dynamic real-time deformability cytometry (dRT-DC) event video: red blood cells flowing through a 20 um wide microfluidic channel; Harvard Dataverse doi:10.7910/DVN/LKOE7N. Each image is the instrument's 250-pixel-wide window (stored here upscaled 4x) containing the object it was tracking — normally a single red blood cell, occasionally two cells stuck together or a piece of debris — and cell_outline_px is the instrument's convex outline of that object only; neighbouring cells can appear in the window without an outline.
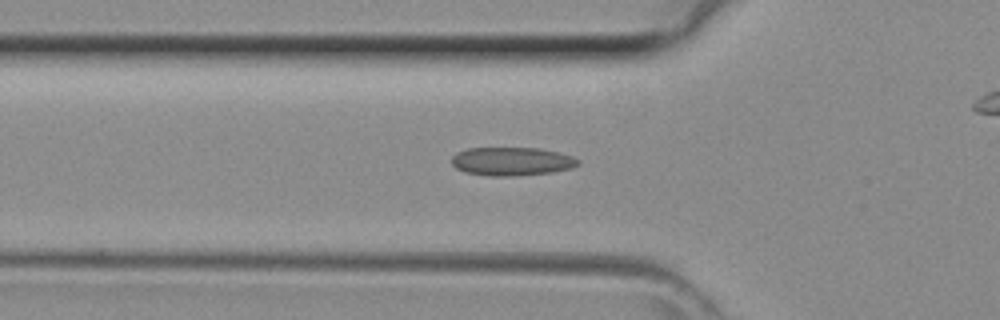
{"species": "common noctule bat (a hibernating species)", "species_latin": "Nyctalus noctula", "temperature_condition": "room temperature", "stored_images_in_passage": 27, "camera_frame_rate_fps": 3000, "um_per_image_px": 0.085, "animal": {"sex": "female", "body_mass_g": 29.2, "forearm_length_mm": 56.3}, "frame": {"image": 1, "passage_image": 5, "time_ms": 1.333, "image_size_px": [1000, 320], "cell_outline_px": [[580, 164], [572, 168], [552, 172], [512, 176], [492, 176], [464, 172], [456, 168], [452, 164], [452, 156], [456, 152], [468, 148], [540, 148], [560, 152], [572, 156], [580, 160]], "centroid_in_image_um": [43.52, 13.71], "position_along_channel_um": 82.3, "area_um2": 21.1}}
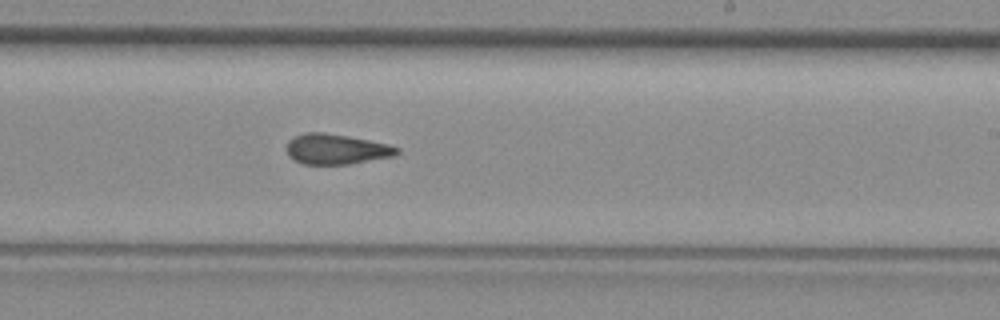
{"frame": {"image": 2, "passage_image": 16, "time_ms": 5.0, "image_size_px": [1000, 320], "cell_outline_px": [[400, 152], [396, 156], [348, 164], [304, 164], [288, 156], [288, 140], [292, 136], [304, 132], [324, 132], [348, 136], [388, 144], [400, 148]], "centroid_in_image_um": [28.6, 12.67], "position_along_channel_um": 260.4, "area_um2": 19.54}}
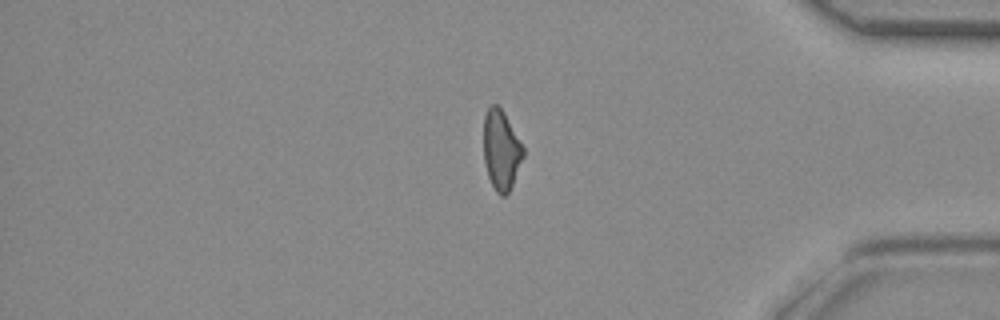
{"frame": {"image": 3, "passage_image": 26, "time_ms": 8.333, "image_size_px": [1000, 320], "cell_outline_px": [[524, 156], [512, 184], [508, 192], [504, 196], [500, 196], [496, 192], [488, 176], [484, 160], [484, 116], [488, 108], [492, 104], [496, 104], [500, 108], [524, 148]], "centroid_in_image_um": [42.59, 12.78], "position_along_channel_um": 392.6, "area_um2": 17.98}}